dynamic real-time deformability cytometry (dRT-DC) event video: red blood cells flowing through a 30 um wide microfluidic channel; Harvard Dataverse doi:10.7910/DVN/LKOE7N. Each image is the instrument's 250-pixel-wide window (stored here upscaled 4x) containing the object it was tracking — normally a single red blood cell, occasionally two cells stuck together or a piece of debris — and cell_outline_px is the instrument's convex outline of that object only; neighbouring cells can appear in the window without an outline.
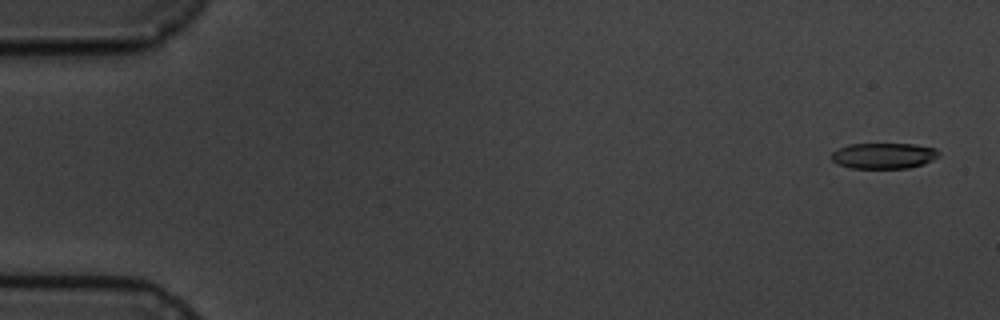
{"species": "common noctule bat (a hibernating species)", "species_latin": "Nyctalus noctula", "temperature_condition": "cold", "stored_images_in_passage": 5, "camera_frame_rate_fps": 3000, "um_per_image_px": 0.085, "animal": {"sex": "male", "body_mass_g": 19.5, "forearm_length_mm": 54.6}, "frame": {"image": 1, "passage_image": 1, "time_ms": 0.0, "image_size_px": [1000, 320], "cell_outline_px": [[940, 156], [924, 164], [908, 168], [852, 168], [836, 164], [832, 160], [832, 152], [848, 144], [916, 144], [936, 148], [940, 152]], "centroid_in_image_um": [75.15, 13.24], "position_along_channel_um": 9.9, "area_um2": 16.24}}
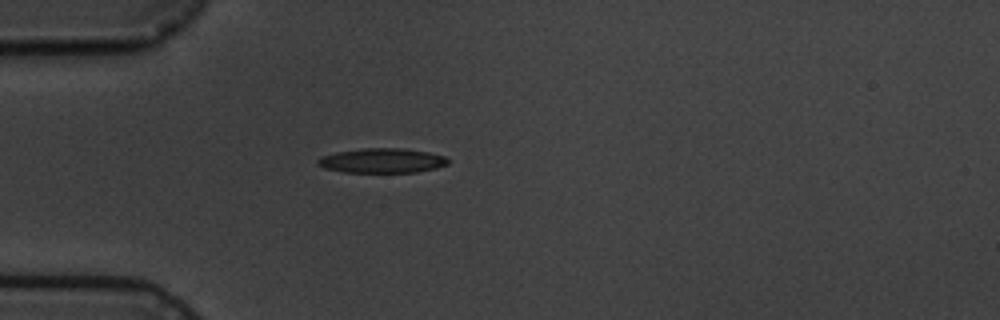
{"frame": {"image": 2, "passage_image": 5, "time_ms": 4.667, "image_size_px": [1000, 320], "cell_outline_px": [[448, 164], [436, 168], [416, 172], [344, 172], [324, 168], [316, 164], [316, 160], [320, 156], [336, 152], [360, 148], [404, 148], [428, 152], [444, 156], [448, 160]], "centroid_in_image_um": [32.43, 13.64], "position_along_channel_um": 52.6, "area_um2": 18.79}}